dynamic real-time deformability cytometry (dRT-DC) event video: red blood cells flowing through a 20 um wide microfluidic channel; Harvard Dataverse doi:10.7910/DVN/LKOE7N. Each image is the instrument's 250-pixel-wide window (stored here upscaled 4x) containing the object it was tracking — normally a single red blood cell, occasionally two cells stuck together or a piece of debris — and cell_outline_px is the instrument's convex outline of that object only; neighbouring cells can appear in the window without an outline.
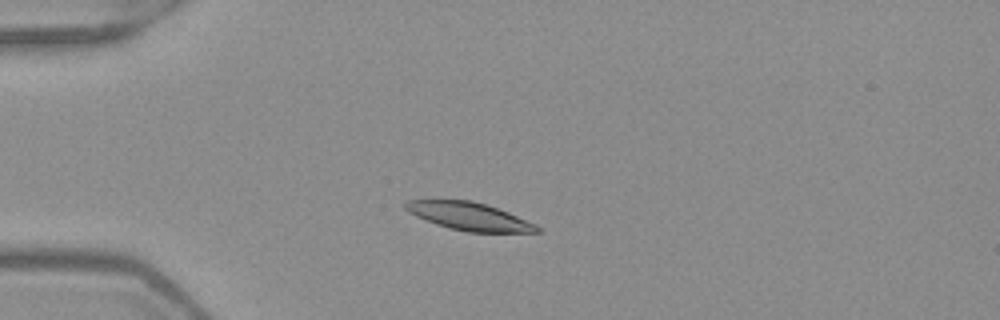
{"species": "Egyptian fruit bat (a non-hibernating species)", "species_latin": "Rousettus aegyptiacus", "temperature_condition": "warm", "stored_images_in_passage": 48, "camera_frame_rate_fps": 3000, "um_per_image_px": 0.085, "frame": {"image": 1, "passage_image": 10, "time_ms": 3.0, "image_size_px": [1000, 320], "cell_outline_px": [[540, 232], [468, 232], [448, 228], [436, 224], [416, 216], [408, 212], [404, 208], [404, 204], [408, 200], [472, 200], [508, 212], [536, 224], [540, 228]], "centroid_in_image_um": [39.86, 18.39], "position_along_channel_um": 45.1, "area_um2": 21.21}}
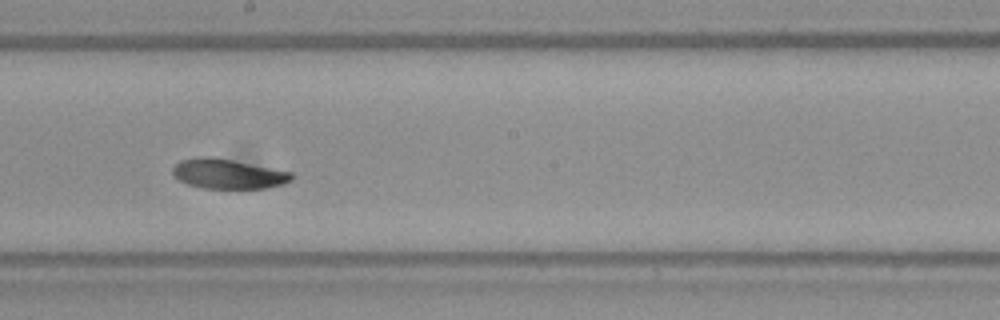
{"frame": {"image": 2, "passage_image": 26, "time_ms": 8.333, "image_size_px": [1000, 320], "cell_outline_px": [[292, 180], [284, 184], [268, 188], [204, 188], [188, 184], [180, 180], [172, 172], [172, 168], [180, 160], [200, 156], [212, 156], [292, 172]], "centroid_in_image_um": [19.39, 14.77], "position_along_channel_um": 228.8, "area_um2": 20.52}}
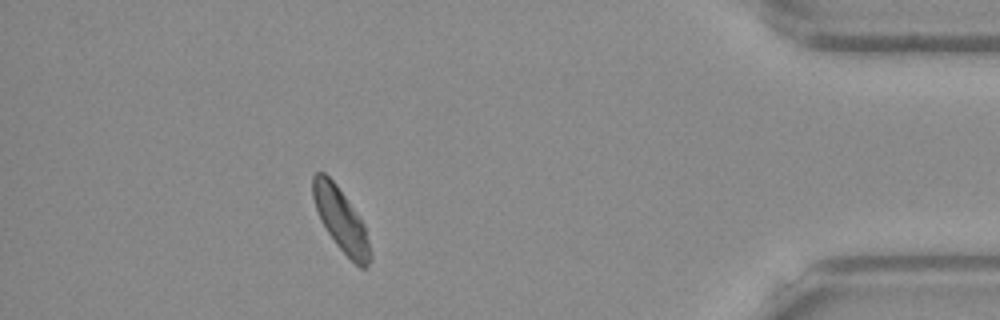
{"frame": {"image": 3, "passage_image": 43, "time_ms": 14.0, "image_size_px": [1000, 320], "cell_outline_px": [[372, 260], [368, 268], [360, 268], [336, 244], [320, 220], [312, 196], [312, 176], [316, 172], [324, 172], [336, 184], [364, 224], [372, 256]], "centroid_in_image_um": [28.98, 18.7], "position_along_channel_um": 406.2, "area_um2": 20.81}, "authors_computed_cell_mechanics": {"area_um2": 21.5883, "velocity_mm_per_s": 3.9261, "shape_relaxation_time_tau1_ms": 4.7466, "shape_relaxation_time_tau2_ms": 8.5362, "deformation_change_tau1": 0.1444, "deformation_change_tau2": 0.1264}}